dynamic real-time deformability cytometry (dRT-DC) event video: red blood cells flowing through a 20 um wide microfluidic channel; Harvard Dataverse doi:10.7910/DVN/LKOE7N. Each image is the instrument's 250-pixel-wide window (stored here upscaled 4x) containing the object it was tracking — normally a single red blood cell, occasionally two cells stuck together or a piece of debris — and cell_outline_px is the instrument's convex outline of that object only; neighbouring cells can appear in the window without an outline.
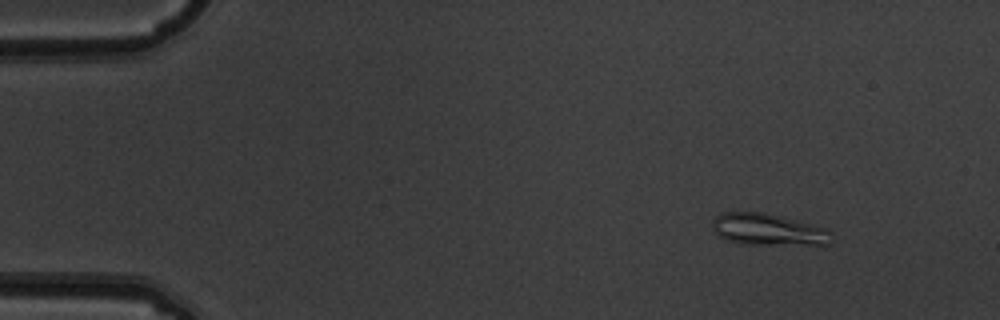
{"species": "common noctule bat (a hibernating species)", "species_latin": "Nyctalus noctula", "temperature_condition": "warm", "stored_images_in_passage": 4, "camera_frame_rate_fps": 3000, "um_per_image_px": 0.085, "animal": {"sex": "male", "body_mass_g": 19.5, "forearm_length_mm": 54.6}, "frame": {"image": 1, "passage_image": 2, "time_ms": 0.333, "image_size_px": [1000, 320], "cell_outline_px": [[832, 244], [740, 244], [728, 240], [720, 236], [712, 228], [712, 220], [720, 212], [764, 212], [828, 228], [832, 232]], "centroid_in_image_um": [65.3, 19.5], "position_along_channel_um": 19.7, "area_um2": 22.08}}